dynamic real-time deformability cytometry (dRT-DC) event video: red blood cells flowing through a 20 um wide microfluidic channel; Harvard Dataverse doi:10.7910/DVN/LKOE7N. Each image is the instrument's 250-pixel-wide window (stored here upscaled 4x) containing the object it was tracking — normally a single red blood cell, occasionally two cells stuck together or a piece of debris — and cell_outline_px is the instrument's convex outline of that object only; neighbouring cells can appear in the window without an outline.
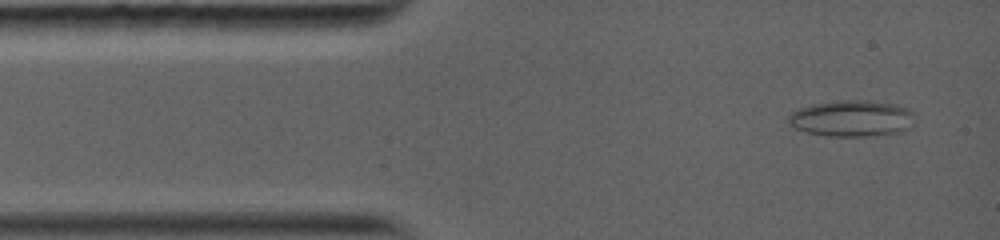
{"species": "common noctule bat (a hibernating species)", "species_latin": "Nyctalus noctula", "temperature_condition": "warm", "stored_images_in_passage": 9, "camera_frame_rate_fps": 5000, "um_per_image_px": 0.085, "animal": {"sex": "female", "body_mass_g": 19.0, "forearm_length_mm": 56.7}, "frame": {"image": 1, "passage_image": 1, "time_ms": 0.0, "image_size_px": [1000, 240], "cell_outline_px": [[916, 124], [900, 132], [864, 136], [828, 136], [808, 132], [796, 128], [784, 120], [792, 112], [800, 108], [816, 104], [844, 100], [860, 100], [896, 104], [908, 108], [912, 112]], "centroid_in_image_um": [72.43, 10.07], "position_along_channel_um": 12.6, "area_um2": 26.59}}
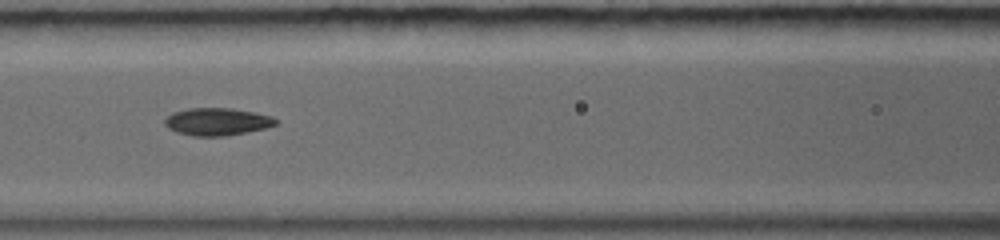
{"frame": {"image": 2, "passage_image": 7, "time_ms": 4.6, "image_size_px": [1000, 240], "cell_outline_px": [[276, 124], [264, 128], [248, 132], [224, 136], [192, 136], [176, 132], [168, 128], [164, 124], [164, 120], [172, 112], [188, 108], [232, 108], [272, 116], [276, 120]], "centroid_in_image_um": [18.41, 10.34], "position_along_channel_um": 148.2, "area_um2": 17.74}}
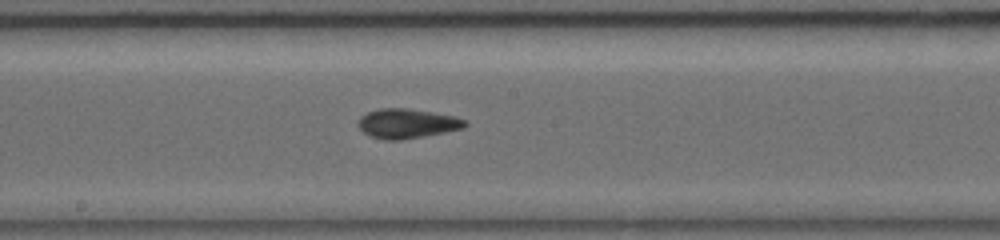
{"frame": {"image": 3, "passage_image": 9, "time_ms": 6.2, "image_size_px": [1000, 240], "cell_outline_px": [[468, 124], [464, 128], [424, 136], [400, 140], [384, 140], [372, 136], [364, 132], [356, 124], [360, 116], [368, 112], [380, 108], [408, 108], [456, 116], [464, 120]], "centroid_in_image_um": [34.59, 10.49], "position_along_channel_um": 213.6, "area_um2": 18.38}}